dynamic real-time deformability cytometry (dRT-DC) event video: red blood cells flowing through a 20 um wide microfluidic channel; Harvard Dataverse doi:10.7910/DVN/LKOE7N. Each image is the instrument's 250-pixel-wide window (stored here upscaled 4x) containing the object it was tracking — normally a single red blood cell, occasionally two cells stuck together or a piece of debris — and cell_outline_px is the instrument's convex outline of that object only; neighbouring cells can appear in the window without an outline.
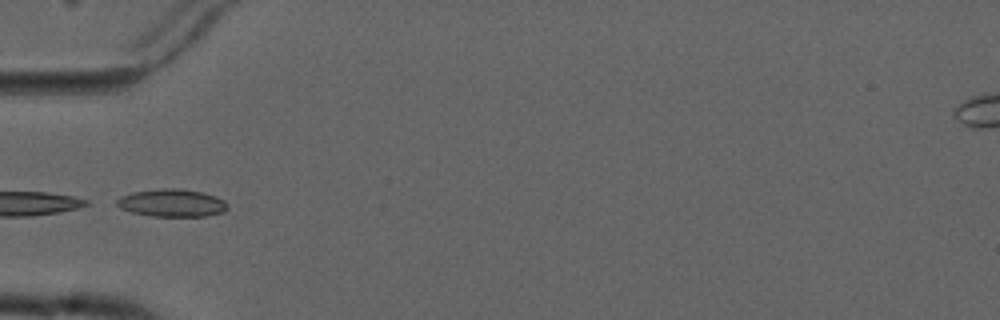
{"species": "common noctule bat (a hibernating species)", "species_latin": "Nyctalus noctula", "temperature_condition": "cold", "stored_images_in_passage": 4, "camera_frame_rate_fps": 3000, "um_per_image_px": 0.085, "animal": {"sex": "male", "forearm_length_mm": 52.5}, "frame": {"image": 1, "passage_image": 2, "time_ms": 1.0, "image_size_px": [1000, 320], "cell_outline_px": [[228, 208], [224, 212], [204, 216], [152, 216], [132, 212], [120, 208], [116, 204], [116, 200], [120, 196], [132, 192], [160, 188], [180, 188], [200, 192], [216, 196], [224, 200], [228, 204]], "centroid_in_image_um": [14.61, 17.24], "position_along_channel_um": 70.4, "area_um2": 17.92}}
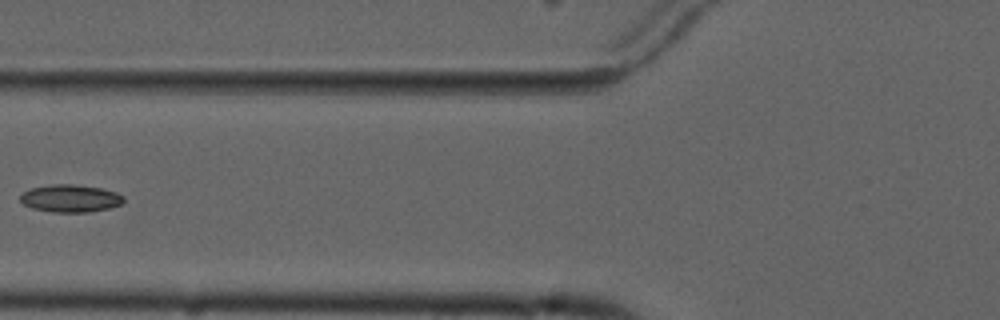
{"frame": {"image": 2, "passage_image": 3, "time_ms": 2.333, "image_size_px": [1000, 320], "cell_outline_px": [[124, 200], [120, 204], [108, 208], [92, 212], [52, 212], [32, 208], [24, 204], [20, 200], [20, 196], [28, 188], [52, 184], [72, 184], [100, 188], [116, 192], [124, 196]], "centroid_in_image_um": [5.96, 16.86], "position_along_channel_um": 119.8, "area_um2": 16.59}}
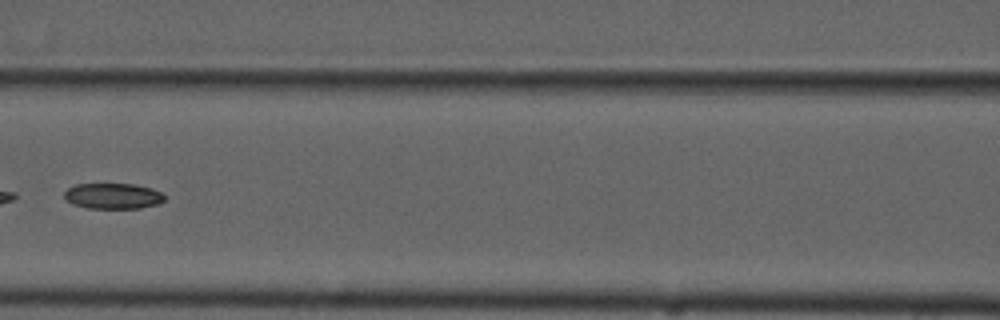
{"frame": {"image": 3, "passage_image": 4, "time_ms": 3.333, "image_size_px": [1000, 320], "cell_outline_px": [[164, 200], [160, 204], [140, 208], [88, 208], [72, 204], [64, 196], [64, 192], [68, 188], [76, 184], [136, 184], [152, 188], [164, 192]], "centroid_in_image_um": [9.65, 16.66], "position_along_channel_um": 156.9, "area_um2": 15.14}}